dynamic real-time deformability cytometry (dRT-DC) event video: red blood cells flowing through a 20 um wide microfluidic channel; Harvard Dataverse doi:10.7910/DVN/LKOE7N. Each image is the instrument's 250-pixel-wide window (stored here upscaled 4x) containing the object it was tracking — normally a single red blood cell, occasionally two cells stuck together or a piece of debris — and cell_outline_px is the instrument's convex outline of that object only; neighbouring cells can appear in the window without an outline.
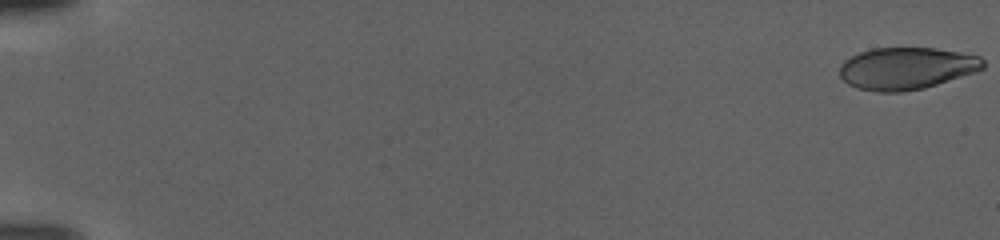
{"species": "human", "species_latin": "Homo sapiens", "temperature_condition": "warm", "stored_images_in_passage": 109, "camera_frame_rate_fps": 3000, "um_per_image_px": 0.085, "donor": {"sex": "female"}, "frame": {"image": 1, "passage_image": 1, "time_ms": 0.0, "image_size_px": [1000, 240], "cell_outline_px": [[984, 68], [976, 72], [924, 88], [904, 92], [876, 92], [860, 88], [848, 84], [840, 76], [840, 64], [844, 60], [860, 52], [872, 48], [936, 48], [980, 56], [984, 60]], "centroid_in_image_um": [77.06, 5.81], "position_along_channel_um": 7.9, "area_um2": 35.2}}
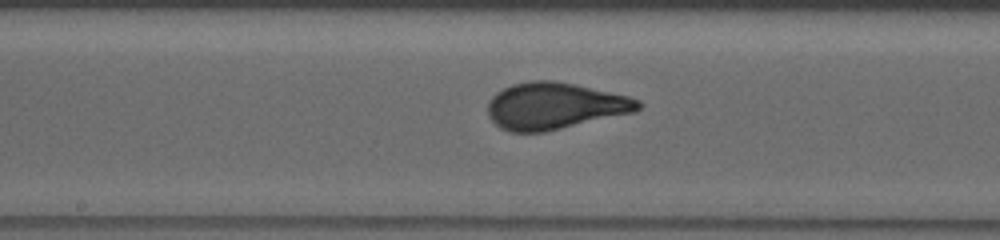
{"frame": {"image": 2, "passage_image": 61, "time_ms": 20.0, "image_size_px": [1000, 240], "cell_outline_px": [[644, 104], [636, 112], [544, 132], [508, 132], [500, 128], [488, 116], [488, 100], [496, 92], [512, 84], [528, 80], [552, 80], [572, 84], [628, 96], [640, 100]], "centroid_in_image_um": [47.14, 9.01], "position_along_channel_um": 201.1, "area_um2": 40.98}}
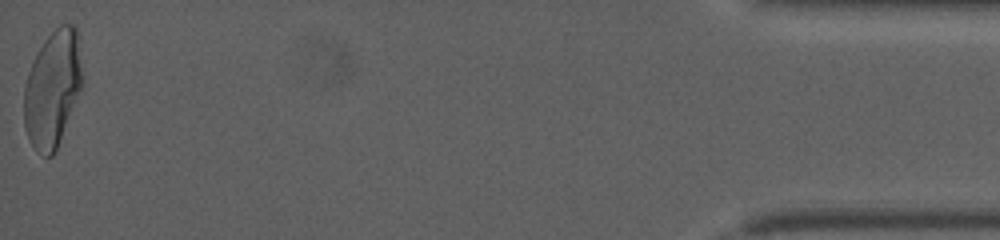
{"frame": {"image": 3, "passage_image": 109, "time_ms": 36.0, "image_size_px": [1000, 240], "cell_outline_px": [[84, 80], [56, 148], [52, 156], [44, 156], [36, 152], [24, 128], [24, 88], [28, 72], [44, 40], [60, 24], [76, 24], [80, 32]], "centroid_in_image_um": [4.51, 7.46], "position_along_channel_um": 430.7, "area_um2": 39.82}}